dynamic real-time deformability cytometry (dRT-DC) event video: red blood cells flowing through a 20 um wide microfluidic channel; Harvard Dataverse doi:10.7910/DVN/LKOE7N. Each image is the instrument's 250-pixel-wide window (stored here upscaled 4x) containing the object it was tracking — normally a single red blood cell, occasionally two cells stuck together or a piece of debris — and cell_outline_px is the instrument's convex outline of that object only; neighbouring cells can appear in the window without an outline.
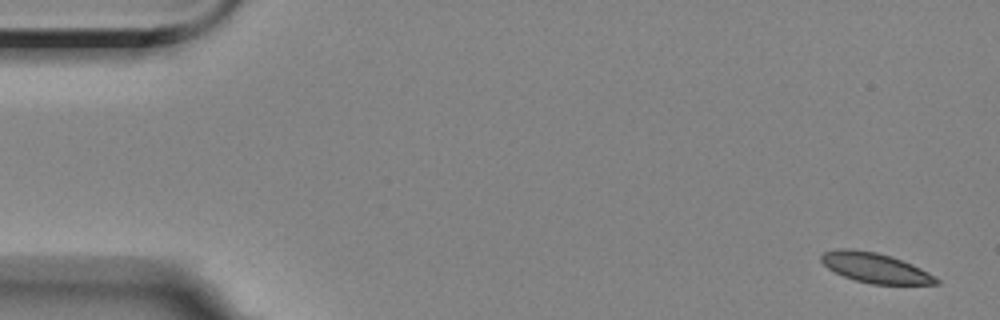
{"species": "Egyptian fruit bat (a non-hibernating species)", "species_latin": "Rousettus aegyptiacus", "temperature_condition": "room temperature", "stored_images_in_passage": 6, "camera_frame_rate_fps": 3000, "um_per_image_px": 0.085, "animal": {"sex": "female"}, "frame": {"image": 1, "passage_image": 1, "time_ms": 0.0, "image_size_px": [1000, 320], "cell_outline_px": [[940, 284], [872, 284], [856, 280], [844, 276], [828, 268], [820, 260], [820, 256], [824, 252], [840, 248], [848, 248], [876, 252], [892, 256], [912, 264], [928, 272], [940, 280]], "centroid_in_image_um": [74.4, 22.76], "position_along_channel_um": 10.6, "area_um2": 19.94}}